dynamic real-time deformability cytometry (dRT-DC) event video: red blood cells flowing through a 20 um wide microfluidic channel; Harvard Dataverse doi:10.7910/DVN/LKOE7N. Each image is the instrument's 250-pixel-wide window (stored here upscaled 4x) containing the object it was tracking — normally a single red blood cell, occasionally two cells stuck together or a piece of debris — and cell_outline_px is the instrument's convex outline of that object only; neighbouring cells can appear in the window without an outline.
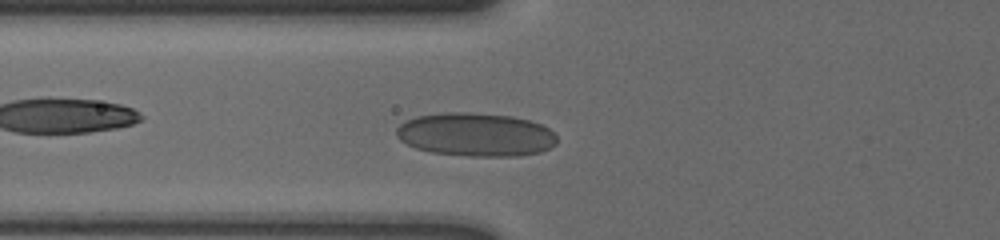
{"species": "human", "species_latin": "Homo sapiens", "temperature_condition": "cold", "stored_images_in_passage": 44, "camera_frame_rate_fps": 3000, "um_per_image_px": 0.085, "donor": {"sex": "male"}, "frame": {"image": 1, "passage_image": 11, "time_ms": 3.333, "image_size_px": [1000, 240], "cell_outline_px": [[556, 144], [540, 152], [516, 156], [468, 156], [432, 152], [416, 148], [400, 140], [396, 136], [396, 128], [400, 124], [416, 116], [448, 112], [460, 112], [512, 116], [528, 120], [540, 124], [548, 128], [556, 136]], "centroid_in_image_um": [40.42, 11.44], "position_along_channel_um": 85.4, "area_um2": 40.4}}
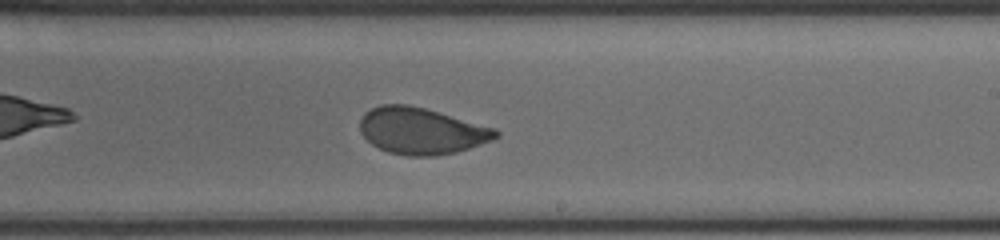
{"frame": {"image": 2, "passage_image": 25, "time_ms": 8.0, "image_size_px": [1000, 240], "cell_outline_px": [[500, 136], [492, 140], [456, 152], [436, 156], [408, 156], [388, 152], [372, 144], [360, 132], [360, 120], [364, 112], [380, 104], [408, 104], [424, 108], [496, 128], [500, 132]], "centroid_in_image_um": [35.82, 11.12], "position_along_channel_um": 253.2, "area_um2": 36.82}}
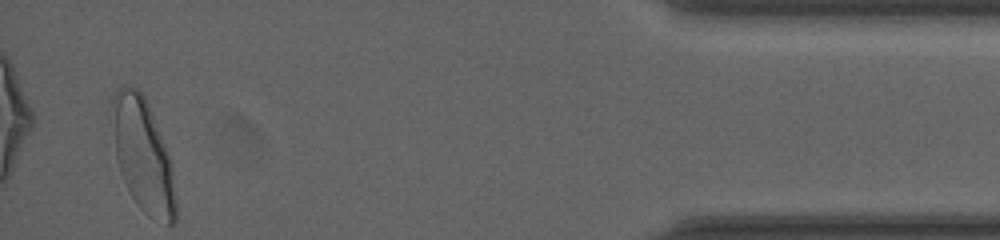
{"frame": {"image": 3, "passage_image": 44, "time_ms": 14.333, "image_size_px": [1000, 240], "cell_outline_px": [[176, 220], [172, 224], [168, 224], [148, 216], [140, 208], [132, 196], [120, 172], [116, 156], [112, 100], [112, 96], [120, 88], [136, 88], [144, 96], [148, 104], [168, 152], [172, 164], [176, 196]], "centroid_in_image_um": [12.19, 13.26], "position_along_channel_um": 423.0, "area_um2": 41.04}, "authors_computed_cell_mechanics": {"area_um2": 37.7434, "velocity_mm_per_s": 3.5841, "shape_relaxation_time_tau1_ms": 6.9234, "shape_relaxation_time_tau2_ms": null, "deformation_change_tau1": 0.1551, "deformation_change_tau2": null}}